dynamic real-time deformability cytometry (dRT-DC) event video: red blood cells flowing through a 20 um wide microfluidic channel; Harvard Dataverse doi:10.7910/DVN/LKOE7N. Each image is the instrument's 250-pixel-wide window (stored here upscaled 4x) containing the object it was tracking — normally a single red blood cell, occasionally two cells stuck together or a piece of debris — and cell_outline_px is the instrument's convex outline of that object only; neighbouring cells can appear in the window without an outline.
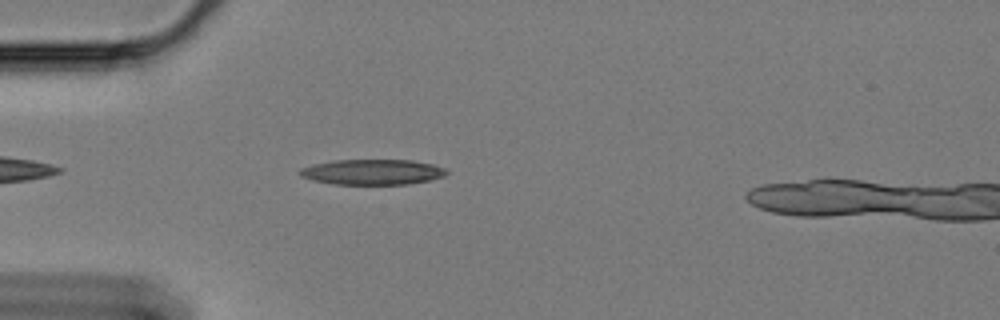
{"species": "Egyptian fruit bat (a non-hibernating species)", "species_latin": "Rousettus aegyptiacus", "temperature_condition": "cold", "stored_images_in_passage": 45, "camera_frame_rate_fps": 3000, "um_per_image_px": 0.085, "animal": {"sex": "female"}, "frame": {"image": 1, "passage_image": 5, "time_ms": 1.333, "image_size_px": [1000, 320], "cell_outline_px": [[448, 172], [444, 176], [428, 180], [408, 184], [336, 184], [316, 180], [300, 176], [300, 168], [316, 164], [336, 160], [412, 160], [432, 164], [444, 168]], "centroid_in_image_um": [31.69, 14.61], "position_along_channel_um": 53.3, "area_um2": 21.33}}
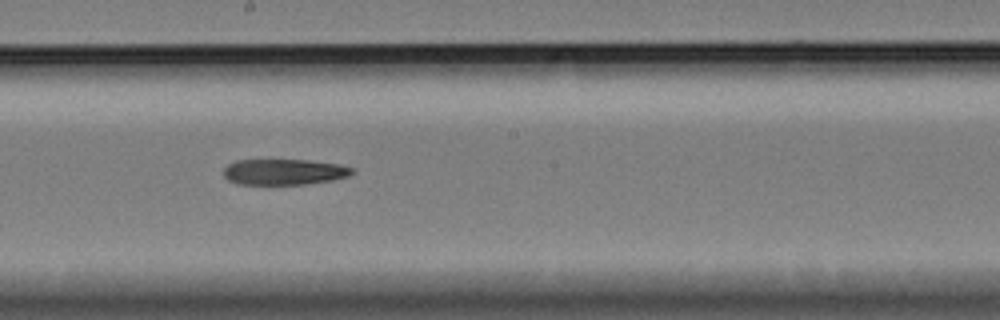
{"frame": {"image": 2, "passage_image": 21, "time_ms": 6.667, "image_size_px": [1000, 320], "cell_outline_px": [[352, 172], [348, 176], [332, 180], [304, 184], [236, 184], [228, 180], [224, 176], [224, 168], [228, 164], [236, 160], [308, 160], [336, 164], [352, 168]], "centroid_in_image_um": [24.08, 14.61], "position_along_channel_um": 224.1, "area_um2": 19.13}}
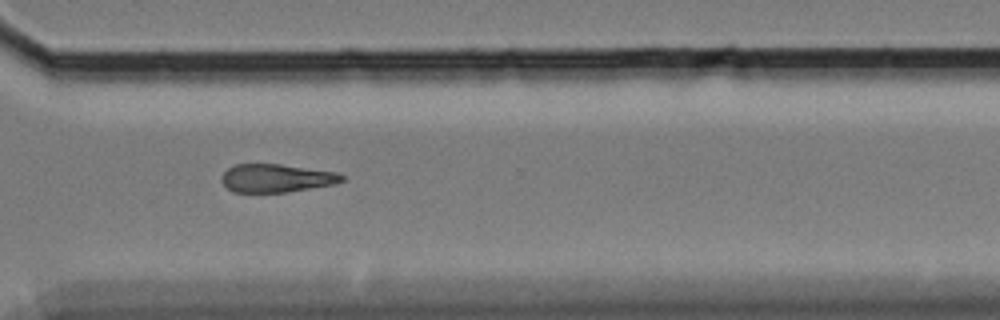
{"frame": {"image": 3, "passage_image": 32, "time_ms": 10.333, "image_size_px": [1000, 320], "cell_outline_px": [[344, 180], [336, 184], [288, 192], [232, 192], [220, 180], [220, 176], [228, 168], [236, 164], [280, 164], [336, 172], [344, 176]], "centroid_in_image_um": [23.48, 15.14], "position_along_channel_um": 347.1, "area_um2": 19.83}}